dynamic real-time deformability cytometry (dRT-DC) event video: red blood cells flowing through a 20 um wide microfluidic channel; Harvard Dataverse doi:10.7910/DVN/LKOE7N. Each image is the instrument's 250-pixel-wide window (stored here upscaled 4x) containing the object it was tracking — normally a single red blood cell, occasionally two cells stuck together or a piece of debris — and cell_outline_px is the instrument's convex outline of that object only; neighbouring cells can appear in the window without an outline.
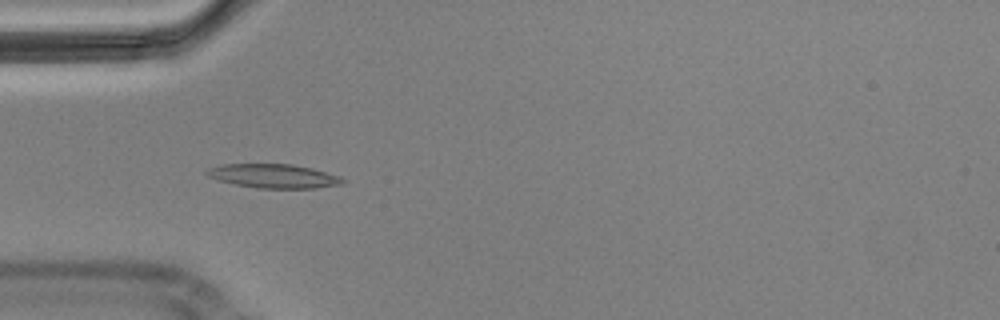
{"species": "Egyptian fruit bat (a non-hibernating species)", "species_latin": "Rousettus aegyptiacus", "temperature_condition": "cold", "stored_images_in_passage": 10, "camera_frame_rate_fps": 3000, "um_per_image_px": 0.085, "animal": {"sex": "male"}, "frame": {"image": 1, "passage_image": 4, "time_ms": 1.0, "image_size_px": [1000, 320], "cell_outline_px": [[348, 180], [340, 184], [316, 188], [260, 188], [236, 184], [220, 180], [208, 176], [204, 172], [212, 168], [224, 164], [292, 164], [312, 168], [340, 176]], "centroid_in_image_um": [23.32, 14.96], "position_along_channel_um": 61.7, "area_um2": 18.73}}
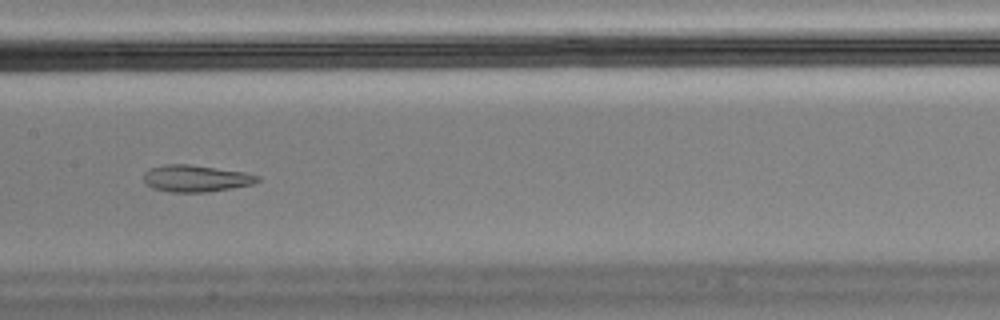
{"frame": {"image": 2, "passage_image": 7, "time_ms": 2.0, "image_size_px": [1000, 320], "cell_outline_px": [[260, 180], [252, 184], [232, 188], [208, 192], [168, 192], [152, 188], [144, 184], [144, 172], [148, 168], [164, 164], [188, 164], [244, 172], [260, 176]], "centroid_in_image_um": [16.6, 15.17], "position_along_channel_um": 190.8, "area_um2": 17.92}}